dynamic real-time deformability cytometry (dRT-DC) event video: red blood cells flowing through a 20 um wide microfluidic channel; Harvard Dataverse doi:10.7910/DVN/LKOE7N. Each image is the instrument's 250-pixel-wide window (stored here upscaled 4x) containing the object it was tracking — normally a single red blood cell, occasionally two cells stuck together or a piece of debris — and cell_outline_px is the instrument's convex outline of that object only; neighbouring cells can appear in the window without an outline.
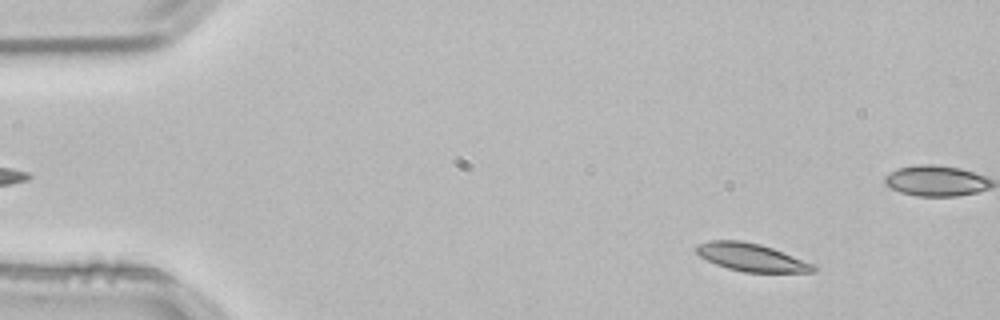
{"species": "common noctule bat (a hibernating species)", "species_latin": "Nyctalus noctula", "temperature_condition": "room temperature", "stored_images_in_passage": 54, "camera_frame_rate_fps": 3000, "um_per_image_px": 0.085, "animal": {"sex": "male", "body_mass_g": 21.5, "forearm_length_mm": 52.0}, "frame": {"image": 1, "passage_image": 6, "time_ms": 1.667, "image_size_px": [1000, 320], "cell_outline_px": [[816, 272], [744, 272], [728, 268], [716, 264], [700, 256], [696, 252], [696, 244], [708, 240], [740, 240], [760, 244], [772, 248], [816, 264]], "centroid_in_image_um": [63.88, 21.87], "position_along_channel_um": 21.1, "area_um2": 19.02}}
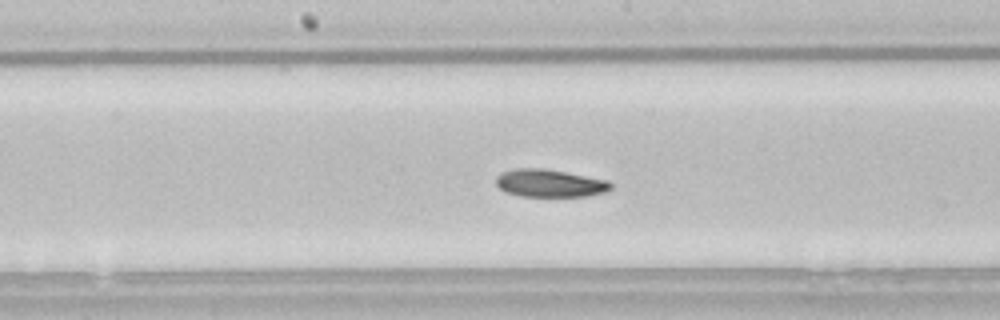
{"frame": {"image": 2, "passage_image": 27, "time_ms": 8.667, "image_size_px": [1000, 320], "cell_outline_px": [[612, 188], [608, 192], [588, 196], [520, 196], [504, 192], [496, 184], [496, 176], [500, 172], [516, 168], [544, 168], [608, 180], [612, 184]], "centroid_in_image_um": [46.73, 15.57], "position_along_channel_um": 201.5, "area_um2": 18.73}}
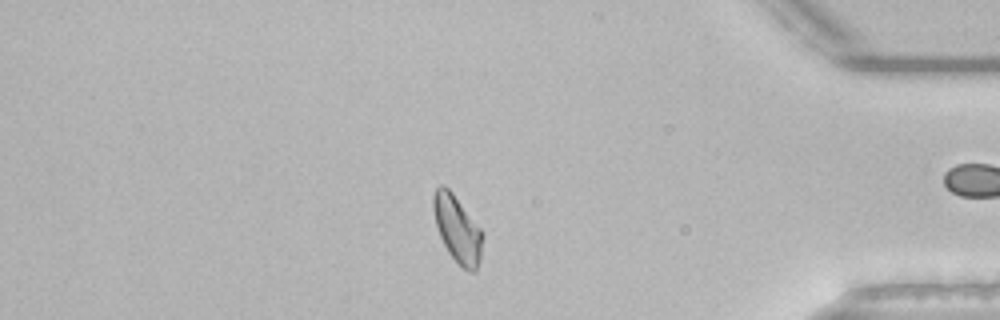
{"frame": {"image": 3, "passage_image": 45, "time_ms": 14.667, "image_size_px": [1000, 320], "cell_outline_px": [[484, 236], [480, 260], [476, 272], [468, 272], [448, 252], [440, 236], [436, 224], [432, 208], [432, 196], [436, 188], [440, 184], [444, 184], [452, 192], [480, 228]], "centroid_in_image_um": [38.87, 19.46], "position_along_channel_um": 396.3, "area_um2": 19.13}, "authors_computed_cell_mechanics": {"area_um2": 18.9873, "velocity_mm_per_s": 3.8157, "shape_relaxation_time_tau1_ms": 4.2446, "shape_relaxation_time_tau2_ms": 9.0367, "deformation_change_tau1": 0.1283, "deformation_change_tau2": 0.151}}